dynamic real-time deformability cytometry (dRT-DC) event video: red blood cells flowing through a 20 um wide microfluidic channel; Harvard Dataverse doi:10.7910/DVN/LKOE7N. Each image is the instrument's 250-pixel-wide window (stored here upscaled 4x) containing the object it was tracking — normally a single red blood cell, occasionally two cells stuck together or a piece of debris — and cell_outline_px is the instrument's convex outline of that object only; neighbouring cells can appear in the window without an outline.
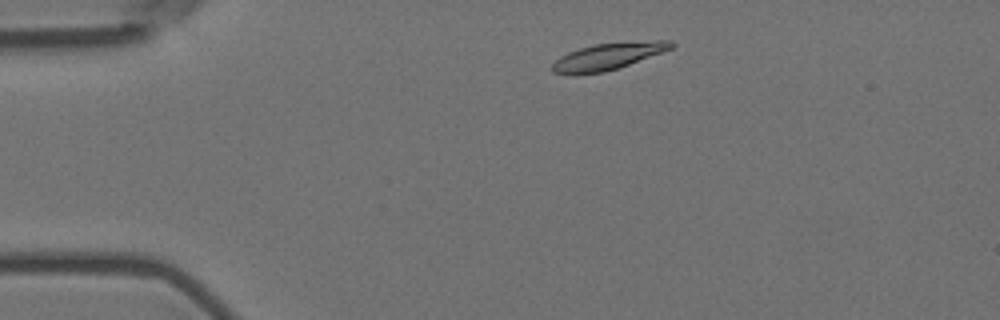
{"species": "Egyptian fruit bat (a non-hibernating species)", "species_latin": "Rousettus aegyptiacus", "temperature_condition": "room temperature", "stored_images_in_passage": 49, "camera_frame_rate_fps": 3000, "um_per_image_px": 0.085, "animal": {"sex": "female"}, "frame": {"image": 1, "passage_image": 4, "time_ms": 1.0, "image_size_px": [1000, 320], "cell_outline_px": [[676, 44], [672, 48], [628, 64], [604, 72], [552, 72], [548, 68], [560, 56], [568, 52], [592, 44], [656, 40], [672, 40]], "centroid_in_image_um": [51.7, 4.75], "position_along_channel_um": 33.3, "area_um2": 17.92}}
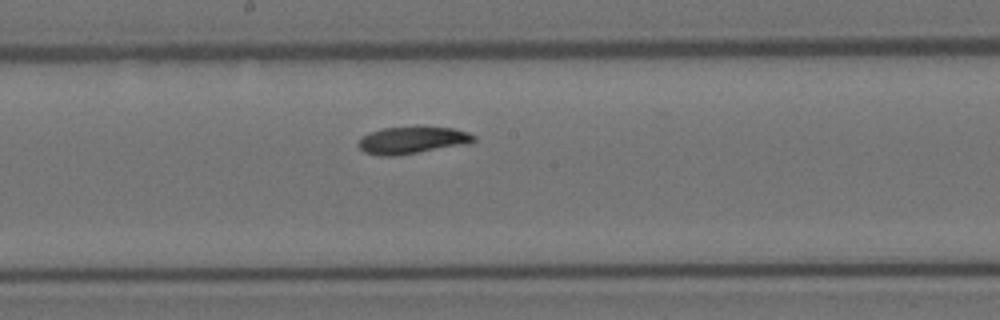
{"frame": {"image": 2, "passage_image": 23, "time_ms": 7.333, "image_size_px": [1000, 320], "cell_outline_px": [[476, 140], [468, 144], [392, 156], [380, 156], [364, 152], [356, 144], [360, 136], [368, 132], [384, 128], [416, 124], [452, 128], [468, 132], [476, 136]], "centroid_in_image_um": [35.01, 11.87], "position_along_channel_um": 213.2, "area_um2": 18.96}}
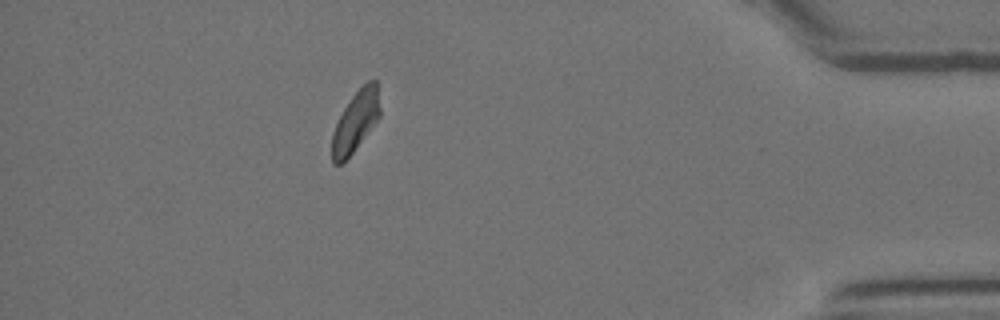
{"frame": {"image": 3, "passage_image": 43, "time_ms": 14.0, "image_size_px": [1000, 320], "cell_outline_px": [[380, 116], [352, 152], [340, 164], [332, 164], [332, 132], [344, 108], [352, 96], [368, 80], [376, 80], [380, 108]], "centroid_in_image_um": [30.21, 10.31], "position_along_channel_um": 405.0, "area_um2": 16.47}, "authors_computed_cell_mechanics": {"area_um2": 18.3804, "velocity_mm_per_s": 3.5774, "shape_relaxation_time_tau1_ms": 5.3822, "shape_relaxation_time_tau2_ms": null, "deformation_change_tau1": 0.1533, "deformation_change_tau2": null}}